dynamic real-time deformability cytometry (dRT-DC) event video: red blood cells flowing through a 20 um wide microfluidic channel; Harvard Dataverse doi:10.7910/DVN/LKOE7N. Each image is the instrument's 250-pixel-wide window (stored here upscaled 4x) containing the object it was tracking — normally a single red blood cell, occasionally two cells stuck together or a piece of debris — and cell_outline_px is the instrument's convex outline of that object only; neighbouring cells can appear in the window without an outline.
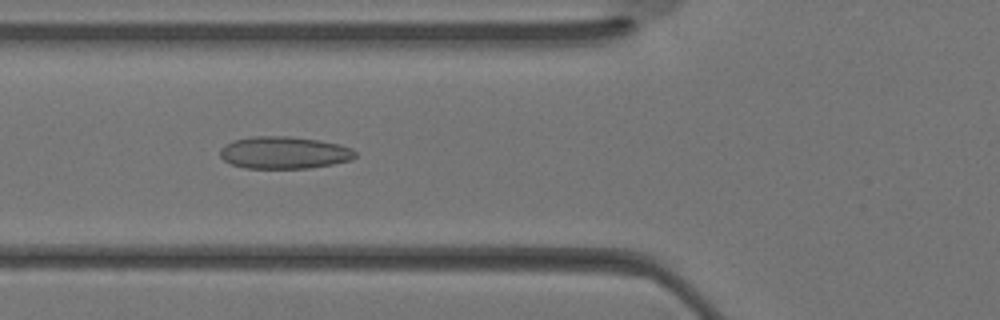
{"species": "Egyptian fruit bat (a non-hibernating species)", "species_latin": "Rousettus aegyptiacus", "temperature_condition": "warm", "stored_images_in_passage": 35, "camera_frame_rate_fps": 3000, "um_per_image_px": 0.085, "animal": {"sex": "female"}, "frame": {"image": 1, "passage_image": 13, "time_ms": 4.0, "image_size_px": [1000, 320], "cell_outline_px": [[356, 156], [352, 160], [332, 164], [308, 168], [244, 168], [232, 164], [224, 160], [220, 156], [220, 148], [224, 144], [232, 140], [252, 136], [288, 136], [320, 140], [340, 144], [352, 148], [356, 152]], "centroid_in_image_um": [24.15, 12.96], "position_along_channel_um": 101.7, "area_um2": 25.61}}
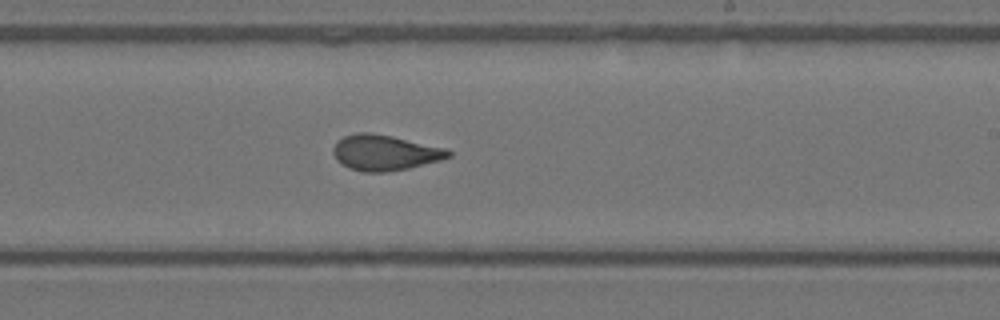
{"frame": {"image": 2, "passage_image": 21, "time_ms": 6.667, "image_size_px": [1000, 320], "cell_outline_px": [[452, 156], [440, 160], [408, 168], [388, 172], [364, 172], [348, 168], [336, 160], [332, 152], [332, 148], [336, 140], [344, 136], [356, 132], [372, 132], [392, 136], [448, 148], [452, 152]], "centroid_in_image_um": [32.69, 12.96], "position_along_channel_um": 256.3, "area_um2": 24.22}}
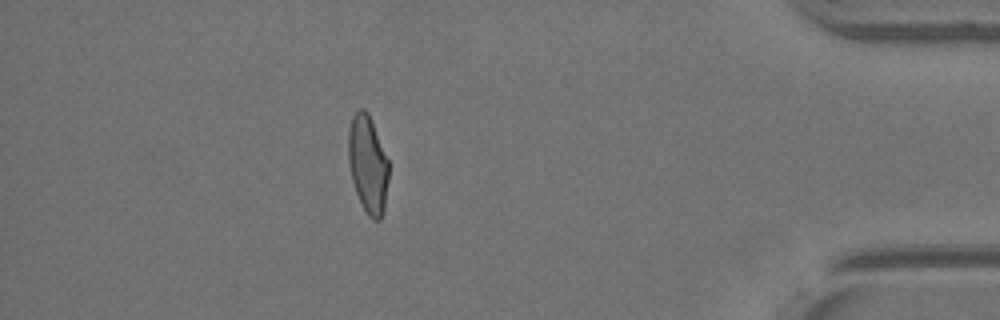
{"frame": {"image": 3, "passage_image": 31, "time_ms": 10.0, "image_size_px": [1000, 320], "cell_outline_px": [[388, 180], [384, 212], [380, 220], [372, 220], [368, 216], [356, 192], [352, 180], [348, 160], [348, 132], [352, 116], [360, 108], [364, 108], [368, 112], [388, 160]], "centroid_in_image_um": [31.26, 13.97], "position_along_channel_um": 403.9, "area_um2": 22.89}}